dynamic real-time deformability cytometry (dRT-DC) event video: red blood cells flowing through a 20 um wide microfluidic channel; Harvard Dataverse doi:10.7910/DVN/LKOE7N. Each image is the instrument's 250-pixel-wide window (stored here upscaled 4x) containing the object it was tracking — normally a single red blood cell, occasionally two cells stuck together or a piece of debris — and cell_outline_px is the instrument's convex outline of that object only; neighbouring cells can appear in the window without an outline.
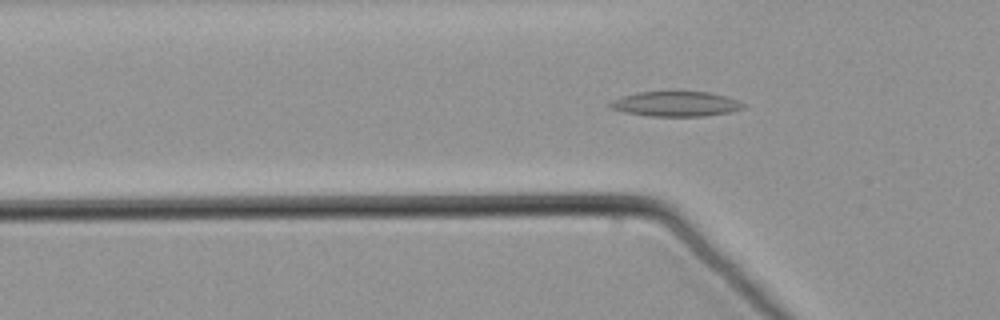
{"species": "common noctule bat (a hibernating species)", "species_latin": "Nyctalus noctula", "temperature_condition": "warm", "stored_images_in_passage": 58, "camera_frame_rate_fps": 3000, "um_per_image_px": 0.085, "animal": {"sex": "male", "body_mass_g": 21.5, "forearm_length_mm": 52.0}, "frame": {"image": 1, "passage_image": 19, "time_ms": 6.0, "image_size_px": [1000, 320], "cell_outline_px": [[744, 108], [728, 112], [704, 116], [652, 116], [624, 112], [612, 108], [608, 104], [612, 100], [636, 92], [708, 92], [724, 96], [736, 100], [744, 104]], "centroid_in_image_um": [57.42, 8.83], "position_along_channel_um": 68.4, "area_um2": 19.02}}
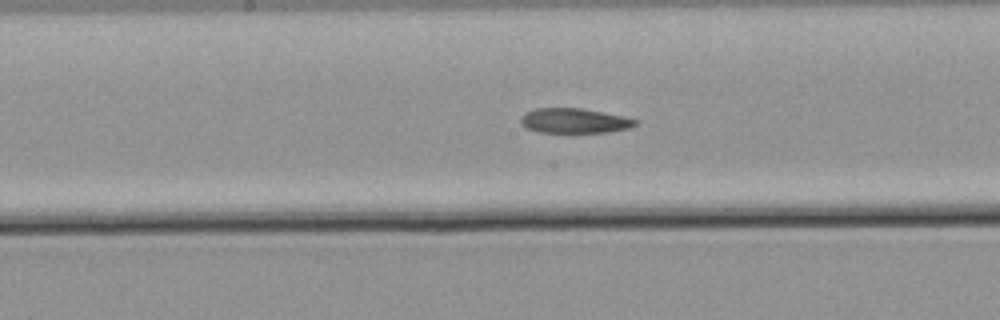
{"frame": {"image": 2, "passage_image": 30, "time_ms": 9.667, "image_size_px": [1000, 320], "cell_outline_px": [[636, 124], [628, 128], [608, 132], [540, 132], [528, 128], [520, 124], [520, 120], [528, 112], [536, 108], [584, 108], [624, 116], [636, 120]], "centroid_in_image_um": [48.83, 10.25], "position_along_channel_um": 199.4, "area_um2": 16.36}}
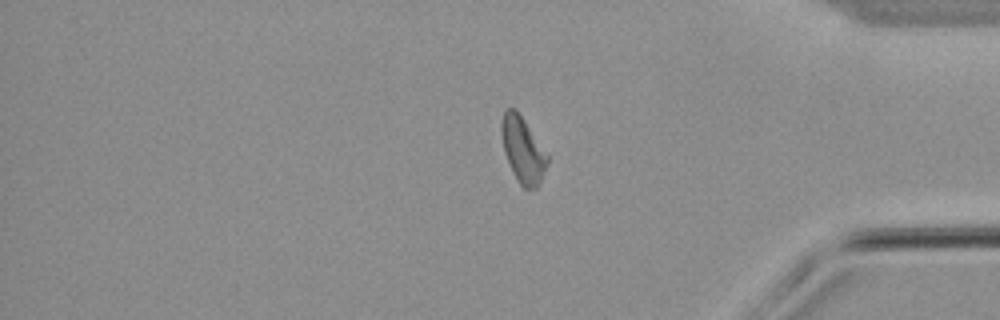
{"frame": {"image": 3, "passage_image": 48, "time_ms": 15.667, "image_size_px": [1000, 320], "cell_outline_px": [[548, 164], [540, 184], [536, 188], [524, 188], [516, 180], [512, 172], [504, 152], [500, 132], [500, 124], [504, 112], [508, 108], [516, 108], [548, 152]], "centroid_in_image_um": [44.45, 12.73], "position_along_channel_um": 390.7, "area_um2": 18.03}}